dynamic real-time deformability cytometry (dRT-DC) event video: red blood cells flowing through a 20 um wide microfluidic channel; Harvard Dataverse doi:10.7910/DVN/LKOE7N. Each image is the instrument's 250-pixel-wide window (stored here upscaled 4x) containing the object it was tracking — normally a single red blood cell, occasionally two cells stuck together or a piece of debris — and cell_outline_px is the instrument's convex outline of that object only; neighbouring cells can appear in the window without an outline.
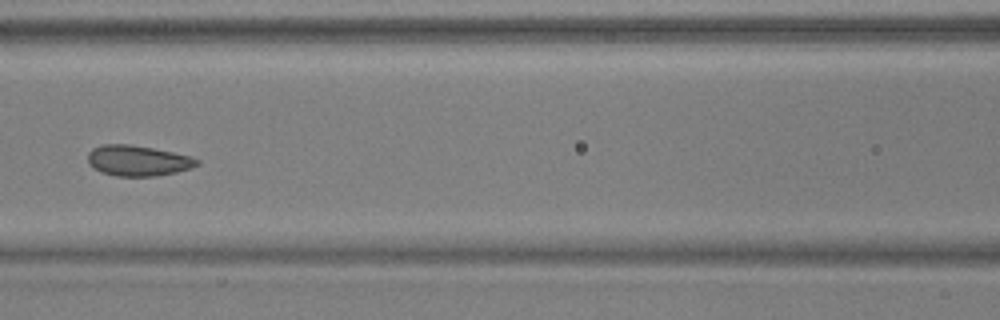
{"species": "common noctule bat (a hibernating species)", "species_latin": "Nyctalus noctula", "temperature_condition": "warm", "stored_images_in_passage": 3, "camera_frame_rate_fps": 3000, "um_per_image_px": 0.085, "animal": {"sex": "male", "body_mass_g": 17.9, "forearm_length_mm": 54.2}, "frame": {"image": 1, "passage_image": 3, "time_ms": 0.667, "image_size_px": [1000, 320], "cell_outline_px": [[200, 164], [192, 168], [176, 172], [156, 176], [116, 176], [100, 172], [88, 164], [88, 152], [92, 148], [100, 144], [132, 144], [172, 152], [188, 156], [200, 160]], "centroid_in_image_um": [11.69, 13.65], "position_along_channel_um": 154.9, "area_um2": 19.59}}